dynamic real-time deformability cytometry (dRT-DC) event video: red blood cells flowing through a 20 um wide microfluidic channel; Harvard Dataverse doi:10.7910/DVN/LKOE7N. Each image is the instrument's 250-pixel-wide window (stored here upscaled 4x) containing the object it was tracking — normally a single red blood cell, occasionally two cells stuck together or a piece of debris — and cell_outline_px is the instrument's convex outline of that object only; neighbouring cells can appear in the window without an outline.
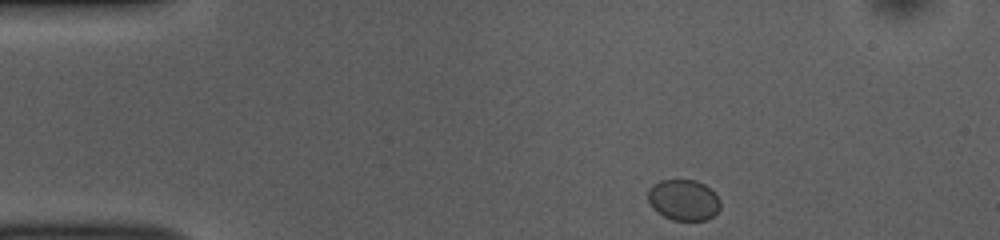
{"species": "common noctule bat (a hibernating species)", "species_latin": "Nyctalus noctula", "temperature_condition": "room temperature", "stored_images_in_passage": 45, "camera_frame_rate_fps": 3000, "um_per_image_px": 0.085, "animal": {"sex": "female", "body_mass_g": 10.0, "forearm_length_mm": 53.1}, "frame": {"image": 1, "passage_image": 1, "time_ms": 0.0, "image_size_px": [1000, 240], "cell_outline_px": [[720, 208], [708, 220], [672, 220], [656, 212], [652, 208], [648, 200], [648, 188], [652, 184], [660, 180], [696, 180], [704, 184], [720, 200]], "centroid_in_image_um": [58.06, 17.0], "position_along_channel_um": 26.9, "area_um2": 17.28}}
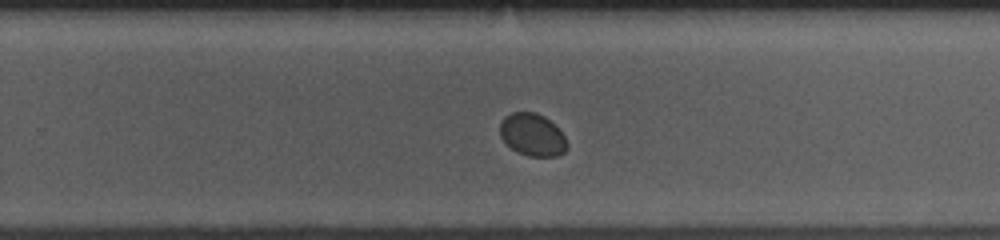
{"frame": {"image": 2, "passage_image": 26, "time_ms": 8.333, "image_size_px": [1000, 240], "cell_outline_px": [[568, 148], [564, 152], [556, 156], [528, 156], [512, 148], [500, 136], [500, 124], [504, 116], [512, 112], [536, 112], [544, 116], [564, 136], [568, 144]], "centroid_in_image_um": [45.25, 11.45], "position_along_channel_um": 284.6, "area_um2": 16.36}}
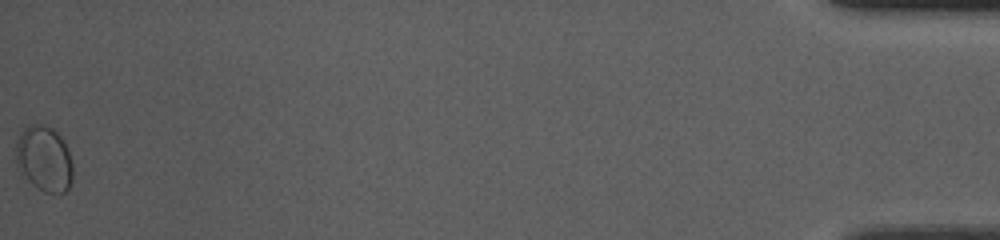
{"frame": {"image": 3, "passage_image": 45, "time_ms": 14.667, "image_size_px": [1000, 240], "cell_outline_px": [[72, 180], [68, 188], [64, 192], [44, 192], [32, 184], [16, 168], [16, 140], [20, 132], [28, 124], [40, 124], [52, 128], [64, 140], [68, 148], [72, 164]], "centroid_in_image_um": [3.73, 13.47], "position_along_channel_um": 431.5, "area_um2": 21.91}}